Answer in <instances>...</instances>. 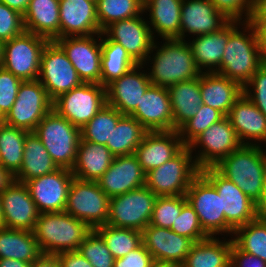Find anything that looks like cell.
<instances>
[{"label":"cell","mask_w":266,"mask_h":267,"mask_svg":"<svg viewBox=\"0 0 266 267\" xmlns=\"http://www.w3.org/2000/svg\"><path fill=\"white\" fill-rule=\"evenodd\" d=\"M0 267H31L30 263L16 259H0Z\"/></svg>","instance_id":"be15d7a7"},{"label":"cell","mask_w":266,"mask_h":267,"mask_svg":"<svg viewBox=\"0 0 266 267\" xmlns=\"http://www.w3.org/2000/svg\"><path fill=\"white\" fill-rule=\"evenodd\" d=\"M23 80L0 67V112L5 117L14 104Z\"/></svg>","instance_id":"c3c4849f"},{"label":"cell","mask_w":266,"mask_h":267,"mask_svg":"<svg viewBox=\"0 0 266 267\" xmlns=\"http://www.w3.org/2000/svg\"><path fill=\"white\" fill-rule=\"evenodd\" d=\"M59 38L102 33L96 3L90 0H59Z\"/></svg>","instance_id":"83f0119b"},{"label":"cell","mask_w":266,"mask_h":267,"mask_svg":"<svg viewBox=\"0 0 266 267\" xmlns=\"http://www.w3.org/2000/svg\"><path fill=\"white\" fill-rule=\"evenodd\" d=\"M33 132L41 140L58 168L72 170L81 140V129L52 109Z\"/></svg>","instance_id":"5b68a950"},{"label":"cell","mask_w":266,"mask_h":267,"mask_svg":"<svg viewBox=\"0 0 266 267\" xmlns=\"http://www.w3.org/2000/svg\"><path fill=\"white\" fill-rule=\"evenodd\" d=\"M114 156L101 144L80 140L77 156L71 172L74 178L83 181H98L109 169Z\"/></svg>","instance_id":"1f68e13d"},{"label":"cell","mask_w":266,"mask_h":267,"mask_svg":"<svg viewBox=\"0 0 266 267\" xmlns=\"http://www.w3.org/2000/svg\"><path fill=\"white\" fill-rule=\"evenodd\" d=\"M145 176L134 154L117 156L97 183L101 190L112 198L144 186Z\"/></svg>","instance_id":"cb8c5ba5"},{"label":"cell","mask_w":266,"mask_h":267,"mask_svg":"<svg viewBox=\"0 0 266 267\" xmlns=\"http://www.w3.org/2000/svg\"><path fill=\"white\" fill-rule=\"evenodd\" d=\"M143 14L115 21L102 31L111 41L122 45L137 64L145 62L155 42Z\"/></svg>","instance_id":"ac0fdd59"},{"label":"cell","mask_w":266,"mask_h":267,"mask_svg":"<svg viewBox=\"0 0 266 267\" xmlns=\"http://www.w3.org/2000/svg\"><path fill=\"white\" fill-rule=\"evenodd\" d=\"M13 181L14 176L0 164V193H2Z\"/></svg>","instance_id":"6125c7cd"},{"label":"cell","mask_w":266,"mask_h":267,"mask_svg":"<svg viewBox=\"0 0 266 267\" xmlns=\"http://www.w3.org/2000/svg\"><path fill=\"white\" fill-rule=\"evenodd\" d=\"M200 172L215 186L221 198L225 219L234 229L258 218L256 203L234 182L224 177L215 167H206Z\"/></svg>","instance_id":"9a60e30c"},{"label":"cell","mask_w":266,"mask_h":267,"mask_svg":"<svg viewBox=\"0 0 266 267\" xmlns=\"http://www.w3.org/2000/svg\"><path fill=\"white\" fill-rule=\"evenodd\" d=\"M38 80L52 100L83 83L66 53L55 41H49L42 51Z\"/></svg>","instance_id":"5bb4252c"},{"label":"cell","mask_w":266,"mask_h":267,"mask_svg":"<svg viewBox=\"0 0 266 267\" xmlns=\"http://www.w3.org/2000/svg\"><path fill=\"white\" fill-rule=\"evenodd\" d=\"M148 131L130 115H123L111 134V153L114 157L132 155Z\"/></svg>","instance_id":"f35d334b"},{"label":"cell","mask_w":266,"mask_h":267,"mask_svg":"<svg viewBox=\"0 0 266 267\" xmlns=\"http://www.w3.org/2000/svg\"><path fill=\"white\" fill-rule=\"evenodd\" d=\"M23 22L25 31L55 41L59 38V0H30Z\"/></svg>","instance_id":"4dcf8cb0"},{"label":"cell","mask_w":266,"mask_h":267,"mask_svg":"<svg viewBox=\"0 0 266 267\" xmlns=\"http://www.w3.org/2000/svg\"><path fill=\"white\" fill-rule=\"evenodd\" d=\"M184 147L178 130L147 132L134 155L146 174L171 160Z\"/></svg>","instance_id":"603a6c76"},{"label":"cell","mask_w":266,"mask_h":267,"mask_svg":"<svg viewBox=\"0 0 266 267\" xmlns=\"http://www.w3.org/2000/svg\"><path fill=\"white\" fill-rule=\"evenodd\" d=\"M4 58V42L0 40V67L3 65Z\"/></svg>","instance_id":"03108f58"},{"label":"cell","mask_w":266,"mask_h":267,"mask_svg":"<svg viewBox=\"0 0 266 267\" xmlns=\"http://www.w3.org/2000/svg\"><path fill=\"white\" fill-rule=\"evenodd\" d=\"M230 267H266V262L260 257L240 250L232 243Z\"/></svg>","instance_id":"db71d44e"},{"label":"cell","mask_w":266,"mask_h":267,"mask_svg":"<svg viewBox=\"0 0 266 267\" xmlns=\"http://www.w3.org/2000/svg\"><path fill=\"white\" fill-rule=\"evenodd\" d=\"M150 267H181L175 263L154 260Z\"/></svg>","instance_id":"e7e4bbea"},{"label":"cell","mask_w":266,"mask_h":267,"mask_svg":"<svg viewBox=\"0 0 266 267\" xmlns=\"http://www.w3.org/2000/svg\"><path fill=\"white\" fill-rule=\"evenodd\" d=\"M228 119L242 145L266 147V117L243 93L231 107ZM259 142V143H258Z\"/></svg>","instance_id":"484cf974"},{"label":"cell","mask_w":266,"mask_h":267,"mask_svg":"<svg viewBox=\"0 0 266 267\" xmlns=\"http://www.w3.org/2000/svg\"><path fill=\"white\" fill-rule=\"evenodd\" d=\"M104 240L114 259L124 257L142 244V232L102 225L94 229Z\"/></svg>","instance_id":"60d3db41"},{"label":"cell","mask_w":266,"mask_h":267,"mask_svg":"<svg viewBox=\"0 0 266 267\" xmlns=\"http://www.w3.org/2000/svg\"><path fill=\"white\" fill-rule=\"evenodd\" d=\"M91 230L83 221L63 211L41 213L33 234L41 253L57 255L77 251Z\"/></svg>","instance_id":"3957f363"},{"label":"cell","mask_w":266,"mask_h":267,"mask_svg":"<svg viewBox=\"0 0 266 267\" xmlns=\"http://www.w3.org/2000/svg\"><path fill=\"white\" fill-rule=\"evenodd\" d=\"M52 109L53 100L39 80L23 81L4 123L33 132Z\"/></svg>","instance_id":"8fae6325"},{"label":"cell","mask_w":266,"mask_h":267,"mask_svg":"<svg viewBox=\"0 0 266 267\" xmlns=\"http://www.w3.org/2000/svg\"><path fill=\"white\" fill-rule=\"evenodd\" d=\"M48 39L24 31L4 42L2 67L23 81L38 80L41 55Z\"/></svg>","instance_id":"30bf717a"},{"label":"cell","mask_w":266,"mask_h":267,"mask_svg":"<svg viewBox=\"0 0 266 267\" xmlns=\"http://www.w3.org/2000/svg\"><path fill=\"white\" fill-rule=\"evenodd\" d=\"M1 123H4V116L1 114V112H0V124Z\"/></svg>","instance_id":"a7ac6f4b"},{"label":"cell","mask_w":266,"mask_h":267,"mask_svg":"<svg viewBox=\"0 0 266 267\" xmlns=\"http://www.w3.org/2000/svg\"><path fill=\"white\" fill-rule=\"evenodd\" d=\"M57 256L61 263V267H93L78 250L59 253Z\"/></svg>","instance_id":"11a10c76"},{"label":"cell","mask_w":266,"mask_h":267,"mask_svg":"<svg viewBox=\"0 0 266 267\" xmlns=\"http://www.w3.org/2000/svg\"><path fill=\"white\" fill-rule=\"evenodd\" d=\"M229 237H223V241L218 236H209L195 242L181 267H230L233 240Z\"/></svg>","instance_id":"d6a6232c"},{"label":"cell","mask_w":266,"mask_h":267,"mask_svg":"<svg viewBox=\"0 0 266 267\" xmlns=\"http://www.w3.org/2000/svg\"><path fill=\"white\" fill-rule=\"evenodd\" d=\"M41 254L33 231L0 230V259H16L31 264Z\"/></svg>","instance_id":"d590c367"},{"label":"cell","mask_w":266,"mask_h":267,"mask_svg":"<svg viewBox=\"0 0 266 267\" xmlns=\"http://www.w3.org/2000/svg\"><path fill=\"white\" fill-rule=\"evenodd\" d=\"M186 203L185 195L157 197L150 225L170 229Z\"/></svg>","instance_id":"f6af8a7d"},{"label":"cell","mask_w":266,"mask_h":267,"mask_svg":"<svg viewBox=\"0 0 266 267\" xmlns=\"http://www.w3.org/2000/svg\"><path fill=\"white\" fill-rule=\"evenodd\" d=\"M243 21H229L219 31L198 35L188 40L196 67L201 73H217L220 70L225 46L230 34Z\"/></svg>","instance_id":"4316f807"},{"label":"cell","mask_w":266,"mask_h":267,"mask_svg":"<svg viewBox=\"0 0 266 267\" xmlns=\"http://www.w3.org/2000/svg\"><path fill=\"white\" fill-rule=\"evenodd\" d=\"M30 0H0V2L6 4L10 9L18 11L24 15L27 10Z\"/></svg>","instance_id":"94428289"},{"label":"cell","mask_w":266,"mask_h":267,"mask_svg":"<svg viewBox=\"0 0 266 267\" xmlns=\"http://www.w3.org/2000/svg\"><path fill=\"white\" fill-rule=\"evenodd\" d=\"M0 199L6 228L33 231L40 213L25 183L14 180Z\"/></svg>","instance_id":"d6986e66"},{"label":"cell","mask_w":266,"mask_h":267,"mask_svg":"<svg viewBox=\"0 0 266 267\" xmlns=\"http://www.w3.org/2000/svg\"><path fill=\"white\" fill-rule=\"evenodd\" d=\"M265 61L254 26L242 22L228 38L217 73L244 87Z\"/></svg>","instance_id":"7a4b0ae2"},{"label":"cell","mask_w":266,"mask_h":267,"mask_svg":"<svg viewBox=\"0 0 266 267\" xmlns=\"http://www.w3.org/2000/svg\"><path fill=\"white\" fill-rule=\"evenodd\" d=\"M195 242L171 229L148 225L142 231V244L154 260L182 266Z\"/></svg>","instance_id":"7402d4cb"},{"label":"cell","mask_w":266,"mask_h":267,"mask_svg":"<svg viewBox=\"0 0 266 267\" xmlns=\"http://www.w3.org/2000/svg\"><path fill=\"white\" fill-rule=\"evenodd\" d=\"M229 21L210 0H183L180 39L217 32Z\"/></svg>","instance_id":"d4e9b609"},{"label":"cell","mask_w":266,"mask_h":267,"mask_svg":"<svg viewBox=\"0 0 266 267\" xmlns=\"http://www.w3.org/2000/svg\"><path fill=\"white\" fill-rule=\"evenodd\" d=\"M162 40L161 45L155 40L143 63L149 66L151 62V68L147 67L146 70H149L147 73L152 85L168 88L198 78L201 72L196 67L188 41L177 38Z\"/></svg>","instance_id":"6da1fadb"},{"label":"cell","mask_w":266,"mask_h":267,"mask_svg":"<svg viewBox=\"0 0 266 267\" xmlns=\"http://www.w3.org/2000/svg\"><path fill=\"white\" fill-rule=\"evenodd\" d=\"M248 22L255 28L262 56L266 60V19L248 20Z\"/></svg>","instance_id":"9f6ffc18"},{"label":"cell","mask_w":266,"mask_h":267,"mask_svg":"<svg viewBox=\"0 0 266 267\" xmlns=\"http://www.w3.org/2000/svg\"><path fill=\"white\" fill-rule=\"evenodd\" d=\"M183 0H144L143 12L154 39H180L181 5ZM158 38H155L157 35Z\"/></svg>","instance_id":"f1b7e54d"},{"label":"cell","mask_w":266,"mask_h":267,"mask_svg":"<svg viewBox=\"0 0 266 267\" xmlns=\"http://www.w3.org/2000/svg\"><path fill=\"white\" fill-rule=\"evenodd\" d=\"M202 103L227 116L231 107L243 94V87L218 73L200 74Z\"/></svg>","instance_id":"f546056e"},{"label":"cell","mask_w":266,"mask_h":267,"mask_svg":"<svg viewBox=\"0 0 266 267\" xmlns=\"http://www.w3.org/2000/svg\"><path fill=\"white\" fill-rule=\"evenodd\" d=\"M130 116L138 120L148 132L174 130L168 89L151 85Z\"/></svg>","instance_id":"44dd1931"},{"label":"cell","mask_w":266,"mask_h":267,"mask_svg":"<svg viewBox=\"0 0 266 267\" xmlns=\"http://www.w3.org/2000/svg\"><path fill=\"white\" fill-rule=\"evenodd\" d=\"M101 48L100 84L104 87L137 65L122 45L111 41L103 32L101 33Z\"/></svg>","instance_id":"8d00e7d4"},{"label":"cell","mask_w":266,"mask_h":267,"mask_svg":"<svg viewBox=\"0 0 266 267\" xmlns=\"http://www.w3.org/2000/svg\"><path fill=\"white\" fill-rule=\"evenodd\" d=\"M153 261L151 253L141 244L124 257L115 259L113 267H150Z\"/></svg>","instance_id":"f5cc1de1"},{"label":"cell","mask_w":266,"mask_h":267,"mask_svg":"<svg viewBox=\"0 0 266 267\" xmlns=\"http://www.w3.org/2000/svg\"><path fill=\"white\" fill-rule=\"evenodd\" d=\"M214 167L254 203L260 201L266 173V149L262 145H241Z\"/></svg>","instance_id":"277c9868"},{"label":"cell","mask_w":266,"mask_h":267,"mask_svg":"<svg viewBox=\"0 0 266 267\" xmlns=\"http://www.w3.org/2000/svg\"><path fill=\"white\" fill-rule=\"evenodd\" d=\"M146 66L137 64L134 68L106 86V104L130 115L141 100V96L152 85ZM142 70V71H141Z\"/></svg>","instance_id":"ffe728a7"},{"label":"cell","mask_w":266,"mask_h":267,"mask_svg":"<svg viewBox=\"0 0 266 267\" xmlns=\"http://www.w3.org/2000/svg\"><path fill=\"white\" fill-rule=\"evenodd\" d=\"M266 19V0H254L249 20Z\"/></svg>","instance_id":"680465c9"},{"label":"cell","mask_w":266,"mask_h":267,"mask_svg":"<svg viewBox=\"0 0 266 267\" xmlns=\"http://www.w3.org/2000/svg\"><path fill=\"white\" fill-rule=\"evenodd\" d=\"M6 228L4 219H3V214H2V205H1V199H0V230Z\"/></svg>","instance_id":"003e7915"},{"label":"cell","mask_w":266,"mask_h":267,"mask_svg":"<svg viewBox=\"0 0 266 267\" xmlns=\"http://www.w3.org/2000/svg\"><path fill=\"white\" fill-rule=\"evenodd\" d=\"M58 169L41 140L34 132L25 137L24 157L20 170L14 175V180L26 183Z\"/></svg>","instance_id":"836d02e7"},{"label":"cell","mask_w":266,"mask_h":267,"mask_svg":"<svg viewBox=\"0 0 266 267\" xmlns=\"http://www.w3.org/2000/svg\"><path fill=\"white\" fill-rule=\"evenodd\" d=\"M258 218L266 219V173L263 179L260 201L256 204Z\"/></svg>","instance_id":"91938a15"},{"label":"cell","mask_w":266,"mask_h":267,"mask_svg":"<svg viewBox=\"0 0 266 267\" xmlns=\"http://www.w3.org/2000/svg\"><path fill=\"white\" fill-rule=\"evenodd\" d=\"M157 196L145 185L110 198L107 225L142 232L149 224Z\"/></svg>","instance_id":"9c48e42d"},{"label":"cell","mask_w":266,"mask_h":267,"mask_svg":"<svg viewBox=\"0 0 266 267\" xmlns=\"http://www.w3.org/2000/svg\"><path fill=\"white\" fill-rule=\"evenodd\" d=\"M210 1L215 6L216 10L220 11L230 21H243V22L249 20L254 4V0H210Z\"/></svg>","instance_id":"816d5d0a"},{"label":"cell","mask_w":266,"mask_h":267,"mask_svg":"<svg viewBox=\"0 0 266 267\" xmlns=\"http://www.w3.org/2000/svg\"><path fill=\"white\" fill-rule=\"evenodd\" d=\"M224 117L220 111L202 103L198 112L178 129L183 144L188 146L202 132Z\"/></svg>","instance_id":"ee69618b"},{"label":"cell","mask_w":266,"mask_h":267,"mask_svg":"<svg viewBox=\"0 0 266 267\" xmlns=\"http://www.w3.org/2000/svg\"><path fill=\"white\" fill-rule=\"evenodd\" d=\"M123 114L105 104L98 113L81 128V140L105 145L111 152V134Z\"/></svg>","instance_id":"ab89813d"},{"label":"cell","mask_w":266,"mask_h":267,"mask_svg":"<svg viewBox=\"0 0 266 267\" xmlns=\"http://www.w3.org/2000/svg\"><path fill=\"white\" fill-rule=\"evenodd\" d=\"M31 267H61V263L57 255L42 253L31 263Z\"/></svg>","instance_id":"6f0895ef"},{"label":"cell","mask_w":266,"mask_h":267,"mask_svg":"<svg viewBox=\"0 0 266 267\" xmlns=\"http://www.w3.org/2000/svg\"><path fill=\"white\" fill-rule=\"evenodd\" d=\"M24 31L23 15L0 2V40L9 41Z\"/></svg>","instance_id":"f907efd6"},{"label":"cell","mask_w":266,"mask_h":267,"mask_svg":"<svg viewBox=\"0 0 266 267\" xmlns=\"http://www.w3.org/2000/svg\"><path fill=\"white\" fill-rule=\"evenodd\" d=\"M109 202L110 198L101 190L97 181L73 178L64 211L94 230L107 223Z\"/></svg>","instance_id":"ba28073f"},{"label":"cell","mask_w":266,"mask_h":267,"mask_svg":"<svg viewBox=\"0 0 266 267\" xmlns=\"http://www.w3.org/2000/svg\"><path fill=\"white\" fill-rule=\"evenodd\" d=\"M167 89L170 96L174 130H178L198 112L202 104L200 76L192 80L176 83Z\"/></svg>","instance_id":"e575fe53"},{"label":"cell","mask_w":266,"mask_h":267,"mask_svg":"<svg viewBox=\"0 0 266 267\" xmlns=\"http://www.w3.org/2000/svg\"><path fill=\"white\" fill-rule=\"evenodd\" d=\"M93 267H113L115 259L102 237L95 231L86 236L78 249Z\"/></svg>","instance_id":"bcb514c9"},{"label":"cell","mask_w":266,"mask_h":267,"mask_svg":"<svg viewBox=\"0 0 266 267\" xmlns=\"http://www.w3.org/2000/svg\"><path fill=\"white\" fill-rule=\"evenodd\" d=\"M200 173L188 146L160 167L146 173L145 186L157 197L185 195Z\"/></svg>","instance_id":"8992f818"},{"label":"cell","mask_w":266,"mask_h":267,"mask_svg":"<svg viewBox=\"0 0 266 267\" xmlns=\"http://www.w3.org/2000/svg\"><path fill=\"white\" fill-rule=\"evenodd\" d=\"M175 233L192 239L194 242L204 240L209 236L203 231L197 213L188 204L182 207L177 219L173 222L171 228Z\"/></svg>","instance_id":"7dc6e473"},{"label":"cell","mask_w":266,"mask_h":267,"mask_svg":"<svg viewBox=\"0 0 266 267\" xmlns=\"http://www.w3.org/2000/svg\"><path fill=\"white\" fill-rule=\"evenodd\" d=\"M28 133L6 123L0 124V164L13 176L22 166L25 137Z\"/></svg>","instance_id":"74e56055"},{"label":"cell","mask_w":266,"mask_h":267,"mask_svg":"<svg viewBox=\"0 0 266 267\" xmlns=\"http://www.w3.org/2000/svg\"><path fill=\"white\" fill-rule=\"evenodd\" d=\"M106 104V87L82 83L53 100V109L77 128H83Z\"/></svg>","instance_id":"4fadbf2b"},{"label":"cell","mask_w":266,"mask_h":267,"mask_svg":"<svg viewBox=\"0 0 266 267\" xmlns=\"http://www.w3.org/2000/svg\"><path fill=\"white\" fill-rule=\"evenodd\" d=\"M243 93L266 117V61L243 87Z\"/></svg>","instance_id":"681fc988"},{"label":"cell","mask_w":266,"mask_h":267,"mask_svg":"<svg viewBox=\"0 0 266 267\" xmlns=\"http://www.w3.org/2000/svg\"><path fill=\"white\" fill-rule=\"evenodd\" d=\"M144 0H97L96 15L100 30L111 23L141 15Z\"/></svg>","instance_id":"7bdbcfd3"},{"label":"cell","mask_w":266,"mask_h":267,"mask_svg":"<svg viewBox=\"0 0 266 267\" xmlns=\"http://www.w3.org/2000/svg\"><path fill=\"white\" fill-rule=\"evenodd\" d=\"M73 178L70 169L58 168L52 173L33 178L25 183L40 214L65 210Z\"/></svg>","instance_id":"e0dca14e"},{"label":"cell","mask_w":266,"mask_h":267,"mask_svg":"<svg viewBox=\"0 0 266 267\" xmlns=\"http://www.w3.org/2000/svg\"><path fill=\"white\" fill-rule=\"evenodd\" d=\"M232 240L240 250L266 262V219L257 218L236 228Z\"/></svg>","instance_id":"b9f144b4"},{"label":"cell","mask_w":266,"mask_h":267,"mask_svg":"<svg viewBox=\"0 0 266 267\" xmlns=\"http://www.w3.org/2000/svg\"><path fill=\"white\" fill-rule=\"evenodd\" d=\"M55 42L66 53L83 83L100 84L101 33L62 37Z\"/></svg>","instance_id":"2e32d148"},{"label":"cell","mask_w":266,"mask_h":267,"mask_svg":"<svg viewBox=\"0 0 266 267\" xmlns=\"http://www.w3.org/2000/svg\"><path fill=\"white\" fill-rule=\"evenodd\" d=\"M185 196L208 236H233L235 229L225 219L221 198L215 186L201 172L192 180Z\"/></svg>","instance_id":"52a82bcc"},{"label":"cell","mask_w":266,"mask_h":267,"mask_svg":"<svg viewBox=\"0 0 266 267\" xmlns=\"http://www.w3.org/2000/svg\"><path fill=\"white\" fill-rule=\"evenodd\" d=\"M241 145L235 129L228 117L225 116L196 137L188 147L192 154L195 151L193 157L197 167L201 170L216 166ZM196 148L200 150L197 152Z\"/></svg>","instance_id":"7c38bea8"}]
</instances>
